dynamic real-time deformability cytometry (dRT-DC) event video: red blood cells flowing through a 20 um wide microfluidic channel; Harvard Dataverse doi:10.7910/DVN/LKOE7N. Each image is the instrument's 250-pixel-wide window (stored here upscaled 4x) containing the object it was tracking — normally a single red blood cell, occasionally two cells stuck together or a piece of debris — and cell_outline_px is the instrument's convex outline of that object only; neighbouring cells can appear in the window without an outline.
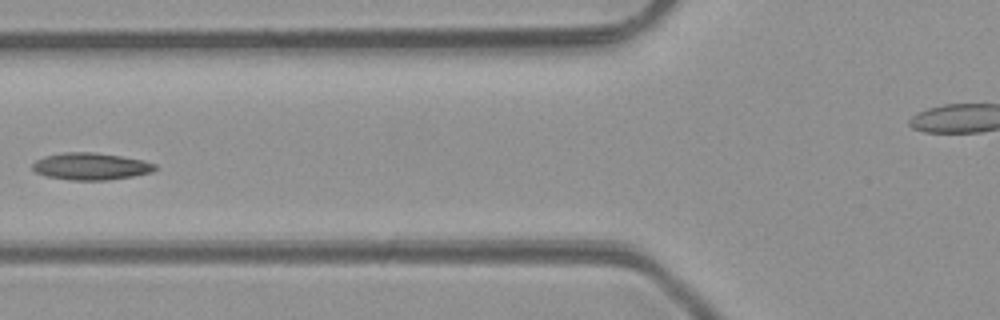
{"species": "common noctule bat (a hibernating species)", "species_latin": "Nyctalus noctula", "temperature_condition": "room temperature", "stored_images_in_passage": 4, "camera_frame_rate_fps": 3000, "um_per_image_px": 0.085, "animal": {"sex": "male", "body_mass_g": 23.1, "forearm_length_mm": 52.7}, "frame": {"image": 1, "passage_image": 4, "time_ms": 3.333, "image_size_px": [1000, 320], "cell_outline_px": [[156, 168], [152, 172], [132, 176], [108, 180], [68, 180], [44, 176], [36, 172], [32, 168], [32, 164], [36, 160], [44, 156], [64, 152], [92, 152], [120, 156], [144, 160], [156, 164]], "centroid_in_image_um": [7.69, 14.14], "position_along_channel_um": 118.1, "area_um2": 19.36}}